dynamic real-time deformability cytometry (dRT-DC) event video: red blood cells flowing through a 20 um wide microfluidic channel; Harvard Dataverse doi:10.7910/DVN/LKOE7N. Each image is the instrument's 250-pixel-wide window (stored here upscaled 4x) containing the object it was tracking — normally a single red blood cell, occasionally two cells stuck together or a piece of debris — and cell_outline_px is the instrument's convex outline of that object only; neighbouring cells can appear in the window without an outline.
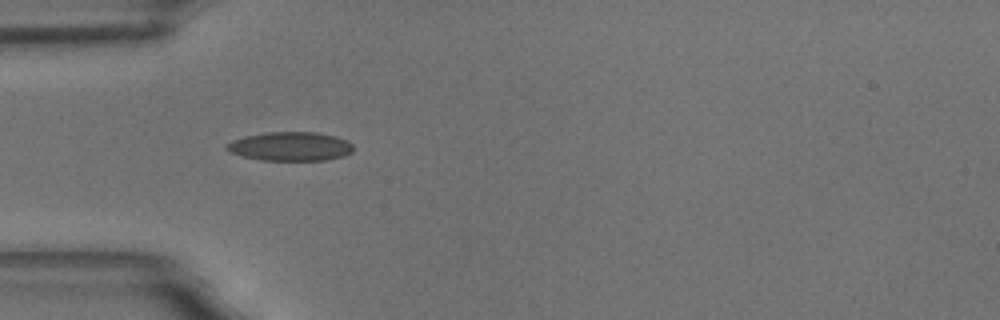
{"species": "common noctule bat (a hibernating species)", "species_latin": "Nyctalus noctula", "temperature_condition": "room temperature", "stored_images_in_passage": 6, "camera_frame_rate_fps": 3000, "um_per_image_px": 0.085, "animal": {"sex": "male", "body_mass_g": 18.8}, "frame": {"image": 1, "passage_image": 5, "time_ms": 4.667, "image_size_px": [1000, 320], "cell_outline_px": [[352, 152], [344, 156], [324, 160], [260, 160], [228, 152], [224, 148], [224, 144], [232, 140], [244, 136], [268, 132], [316, 132], [336, 136], [348, 140], [352, 144]], "centroid_in_image_um": [24.65, 12.44], "position_along_channel_um": 60.3, "area_um2": 21.5}}
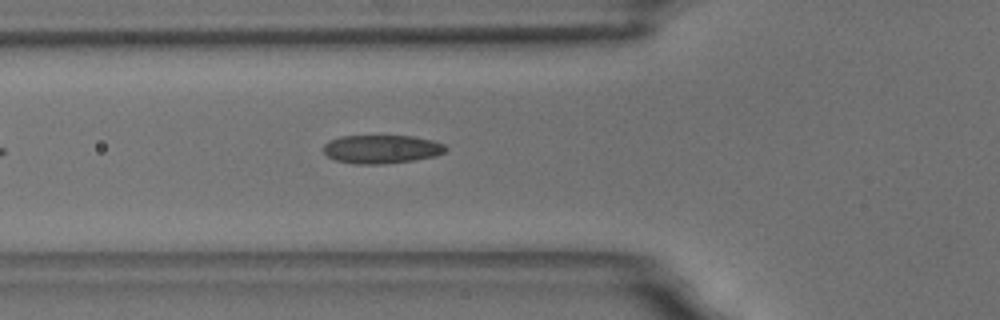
{"frame": {"image": 2, "passage_image": 6, "time_ms": 5.667, "image_size_px": [1000, 320], "cell_outline_px": [[448, 148], [444, 152], [436, 156], [416, 160], [384, 164], [352, 164], [336, 160], [328, 156], [324, 152], [324, 144], [328, 140], [340, 136], [412, 136], [432, 140], [444, 144]], "centroid_in_image_um": [32.44, 12.68], "position_along_channel_um": 93.4, "area_um2": 20.46}}